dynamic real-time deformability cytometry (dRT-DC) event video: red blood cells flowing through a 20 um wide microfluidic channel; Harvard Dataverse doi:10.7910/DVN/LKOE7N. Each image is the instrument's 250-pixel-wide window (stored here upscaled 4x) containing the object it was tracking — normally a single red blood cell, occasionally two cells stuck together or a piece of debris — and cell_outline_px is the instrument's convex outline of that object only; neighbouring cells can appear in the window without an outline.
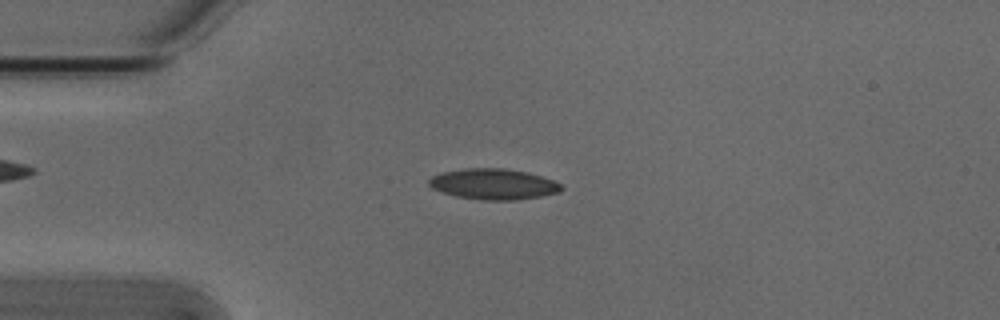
{"species": "Egyptian fruit bat (a non-hibernating species)", "species_latin": "Rousettus aegyptiacus", "temperature_condition": "cold", "stored_images_in_passage": 5, "camera_frame_rate_fps": 3000, "um_per_image_px": 0.085, "animal": {"sex": "male"}, "frame": {"image": 1, "passage_image": 3, "time_ms": 0.667, "image_size_px": [1000, 320], "cell_outline_px": [[564, 188], [560, 192], [540, 196], [516, 200], [484, 200], [456, 196], [432, 188], [428, 184], [428, 180], [432, 176], [444, 172], [464, 168], [504, 168], [528, 172], [552, 180], [560, 184]], "centroid_in_image_um": [41.95, 15.64], "position_along_channel_um": 43.0, "area_um2": 23.58}}
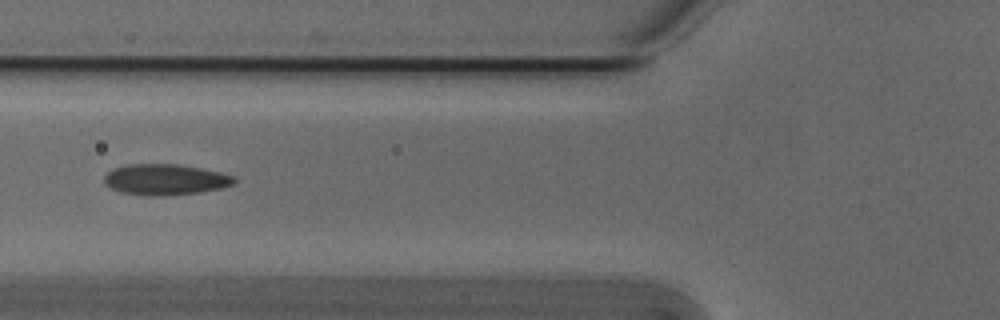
{"frame": {"image": 2, "passage_image": 5, "time_ms": 1.333, "image_size_px": [1000, 320], "cell_outline_px": [[236, 184], [224, 188], [200, 192], [164, 196], [144, 196], [120, 192], [104, 184], [104, 176], [108, 172], [116, 168], [128, 164], [180, 164], [220, 172], [236, 176]], "centroid_in_image_um": [14.09, 15.27], "position_along_channel_um": 111.7, "area_um2": 23.7}}